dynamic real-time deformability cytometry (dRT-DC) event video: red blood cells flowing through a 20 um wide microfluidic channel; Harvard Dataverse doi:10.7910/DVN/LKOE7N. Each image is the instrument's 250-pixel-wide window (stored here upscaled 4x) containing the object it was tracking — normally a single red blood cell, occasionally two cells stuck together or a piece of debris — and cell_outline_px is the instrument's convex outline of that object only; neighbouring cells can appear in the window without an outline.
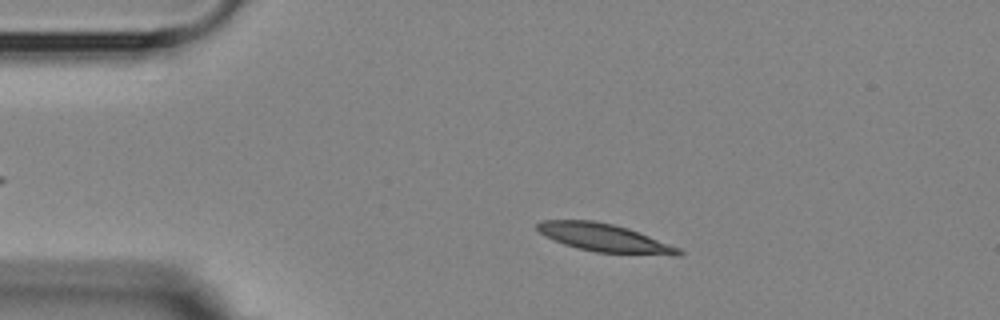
{"species": "Egyptian fruit bat (a non-hibernating species)", "species_latin": "Rousettus aegyptiacus", "temperature_condition": "room temperature", "stored_images_in_passage": 5, "camera_frame_rate_fps": 3000, "um_per_image_px": 0.085, "animal": {"sex": "female"}, "frame": {"image": 1, "passage_image": 2, "time_ms": 1.333, "image_size_px": [1000, 320], "cell_outline_px": [[684, 252], [680, 256], [672, 256], [596, 252], [576, 248], [564, 244], [544, 236], [536, 228], [536, 224], [540, 220], [592, 220], [612, 224], [628, 228], [680, 248]], "centroid_in_image_um": [51.39, 20.23], "position_along_channel_um": 33.6, "area_um2": 23.24}}
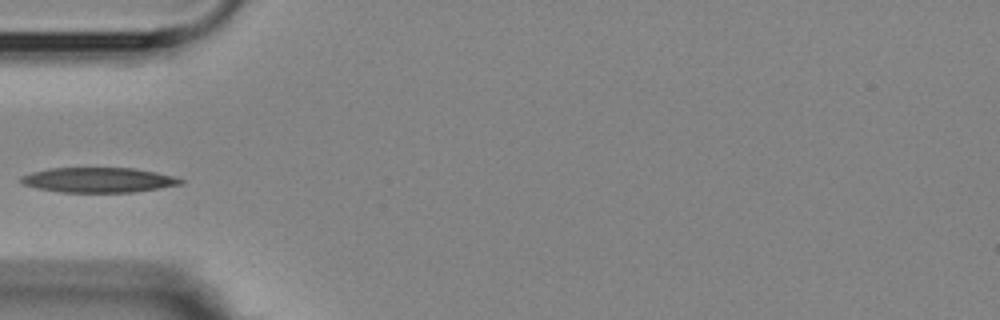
{"frame": {"image": 2, "passage_image": 4, "time_ms": 3.667, "image_size_px": [1000, 320], "cell_outline_px": [[184, 184], [160, 188], [132, 192], [60, 192], [36, 188], [24, 184], [20, 180], [20, 176], [32, 172], [48, 168], [136, 168], [156, 172], [172, 176], [184, 180]], "centroid_in_image_um": [8.37, 15.29], "position_along_channel_um": 76.6, "area_um2": 23.24}}
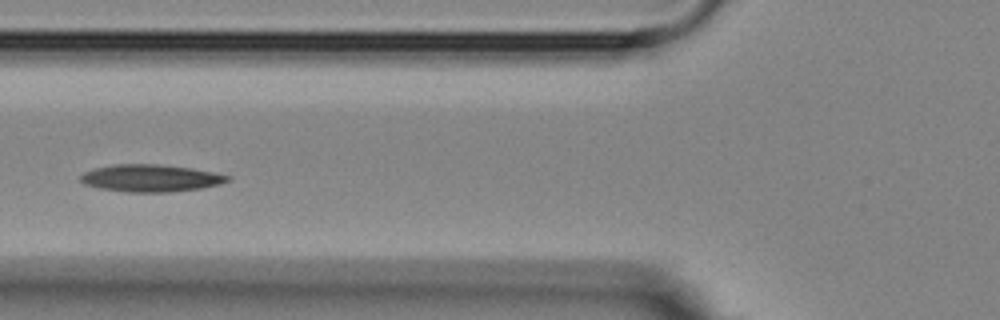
{"frame": {"image": 3, "passage_image": 5, "time_ms": 4.667, "image_size_px": [1000, 320], "cell_outline_px": [[232, 180], [220, 184], [200, 188], [168, 192], [128, 192], [100, 188], [84, 184], [80, 180], [80, 176], [84, 172], [96, 168], [116, 164], [156, 164], [192, 168], [232, 176]], "centroid_in_image_um": [12.83, 15.14], "position_along_channel_um": 113.0, "area_um2": 23.24}}